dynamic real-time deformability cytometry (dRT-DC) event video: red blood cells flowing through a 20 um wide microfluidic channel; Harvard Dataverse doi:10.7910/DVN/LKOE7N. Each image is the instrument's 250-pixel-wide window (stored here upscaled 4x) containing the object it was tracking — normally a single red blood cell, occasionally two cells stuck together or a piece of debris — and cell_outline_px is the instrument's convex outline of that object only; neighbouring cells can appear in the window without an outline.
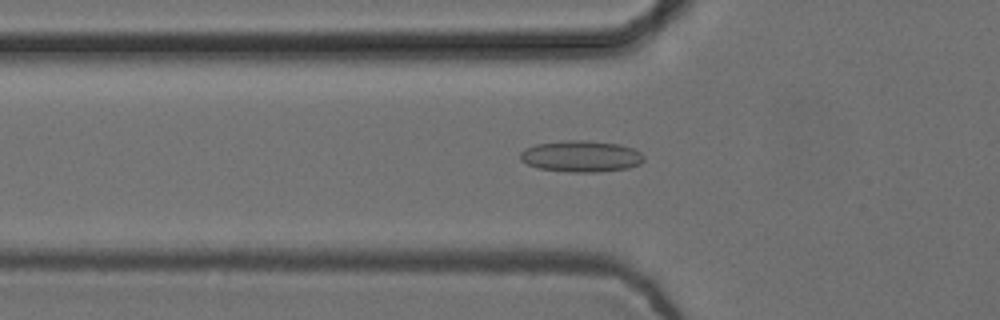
{"species": "common noctule bat (a hibernating species)", "species_latin": "Nyctalus noctula", "temperature_condition": "cold", "stored_images_in_passage": 53, "camera_frame_rate_fps": 3000, "um_per_image_px": 0.085, "animal": {"sex": "female", "body_mass_g": 24.6, "forearm_length_mm": 56.2}, "frame": {"image": 1, "passage_image": 19, "time_ms": 6.0, "image_size_px": [1000, 320], "cell_outline_px": [[644, 160], [640, 164], [628, 168], [600, 172], [568, 172], [540, 168], [528, 164], [520, 160], [520, 152], [524, 148], [536, 144], [560, 140], [580, 140], [620, 144], [632, 148], [640, 152], [644, 156]], "centroid_in_image_um": [49.39, 13.28], "position_along_channel_um": 76.4, "area_um2": 22.72}}
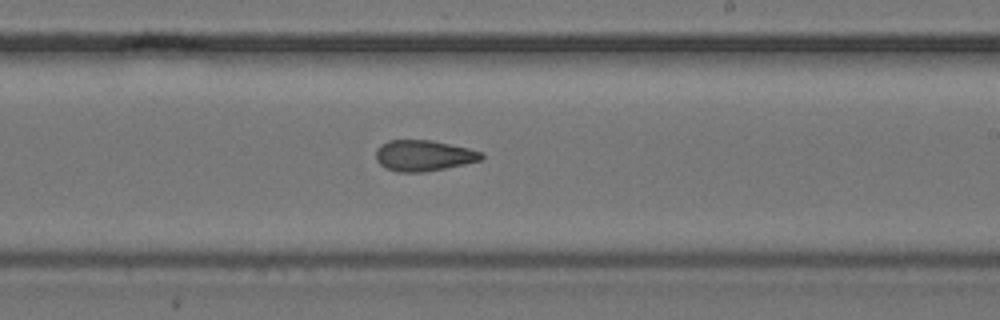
{"frame": {"image": 2, "passage_image": 33, "time_ms": 10.667, "image_size_px": [1000, 320], "cell_outline_px": [[484, 156], [480, 160], [464, 164], [424, 172], [396, 172], [384, 168], [376, 160], [376, 148], [380, 144], [388, 140], [432, 140], [468, 148], [484, 152]], "centroid_in_image_um": [35.97, 13.22], "position_along_channel_um": 253.0, "area_um2": 19.13}}
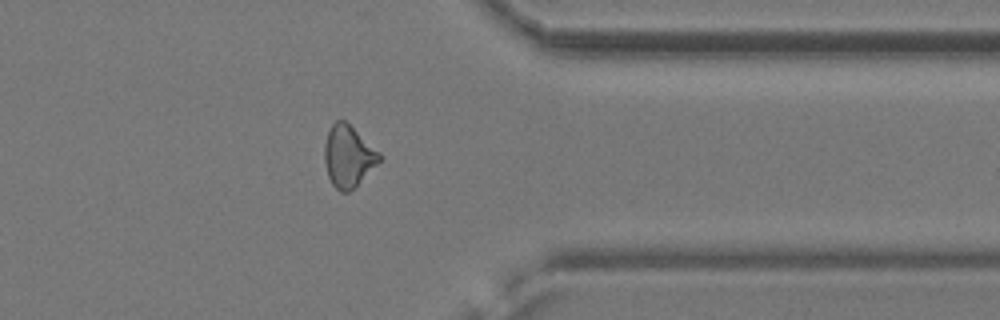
{"frame": {"image": 3, "passage_image": 44, "time_ms": 14.333, "image_size_px": [1000, 320], "cell_outline_px": [[380, 160], [348, 192], [340, 192], [332, 184], [328, 176], [324, 160], [324, 144], [328, 132], [332, 124], [336, 120], [344, 120], [380, 152]], "centroid_in_image_um": [29.56, 13.26], "position_along_channel_um": 381.8, "area_um2": 19.19}}